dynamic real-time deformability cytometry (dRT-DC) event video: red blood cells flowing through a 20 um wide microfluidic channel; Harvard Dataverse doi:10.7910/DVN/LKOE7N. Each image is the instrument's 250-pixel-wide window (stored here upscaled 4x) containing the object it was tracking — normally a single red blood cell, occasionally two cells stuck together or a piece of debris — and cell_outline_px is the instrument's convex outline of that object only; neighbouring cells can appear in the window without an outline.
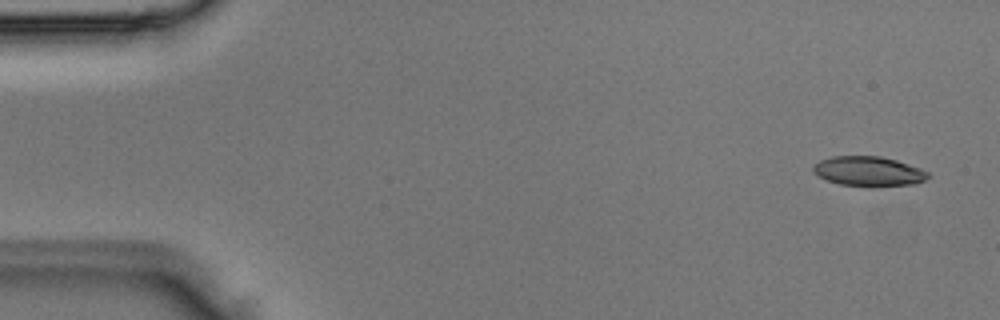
{"species": "Egyptian fruit bat (a non-hibernating species)", "species_latin": "Rousettus aegyptiacus", "temperature_condition": "room temperature", "stored_images_in_passage": 3, "camera_frame_rate_fps": 3000, "um_per_image_px": 0.085, "animal": {"sex": "male"}, "frame": {"image": 1, "passage_image": 1, "time_ms": 0.0, "image_size_px": [1000, 320], "cell_outline_px": [[928, 176], [924, 180], [916, 184], [872, 188], [868, 188], [840, 184], [828, 180], [812, 172], [812, 168], [820, 160], [832, 156], [880, 156], [896, 160], [920, 168], [928, 172]], "centroid_in_image_um": [73.84, 14.58], "position_along_channel_um": 11.2, "area_um2": 20.17}}